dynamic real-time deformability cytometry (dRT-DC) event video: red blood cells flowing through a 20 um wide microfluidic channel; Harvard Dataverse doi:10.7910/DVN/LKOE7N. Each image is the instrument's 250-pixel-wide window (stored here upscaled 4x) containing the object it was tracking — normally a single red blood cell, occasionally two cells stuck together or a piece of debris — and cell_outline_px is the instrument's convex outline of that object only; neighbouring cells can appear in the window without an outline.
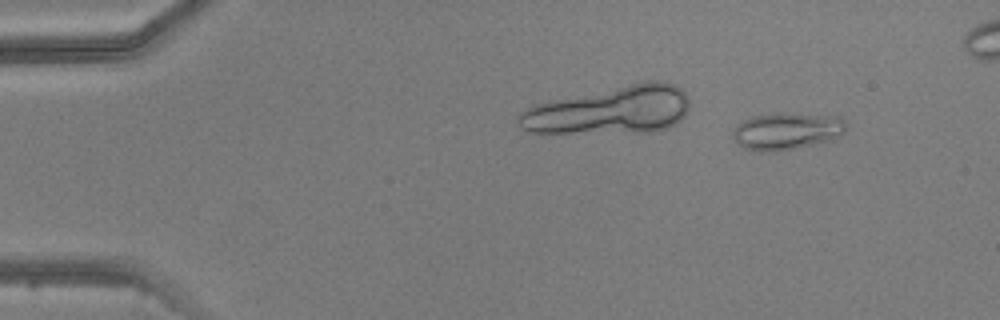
{"species": "common noctule bat (a hibernating species)", "species_latin": "Nyctalus noctula", "temperature_condition": "warm", "stored_images_in_passage": 4, "camera_frame_rate_fps": 3000, "um_per_image_px": 0.085, "animal": {"sex": "male", "body_mass_g": 20.5, "forearm_length_mm": 52.5}, "frame": {"image": 1, "passage_image": 1, "time_ms": 0.0, "image_size_px": [1000, 320], "cell_outline_px": [[844, 132], [828, 140], [812, 144], [772, 152], [768, 152], [744, 148], [732, 136], [732, 132], [736, 124], [752, 116], [784, 112], [840, 116], [844, 120]], "centroid_in_image_um": [66.84, 11.11], "position_along_channel_um": 18.2, "area_um2": 24.16}}